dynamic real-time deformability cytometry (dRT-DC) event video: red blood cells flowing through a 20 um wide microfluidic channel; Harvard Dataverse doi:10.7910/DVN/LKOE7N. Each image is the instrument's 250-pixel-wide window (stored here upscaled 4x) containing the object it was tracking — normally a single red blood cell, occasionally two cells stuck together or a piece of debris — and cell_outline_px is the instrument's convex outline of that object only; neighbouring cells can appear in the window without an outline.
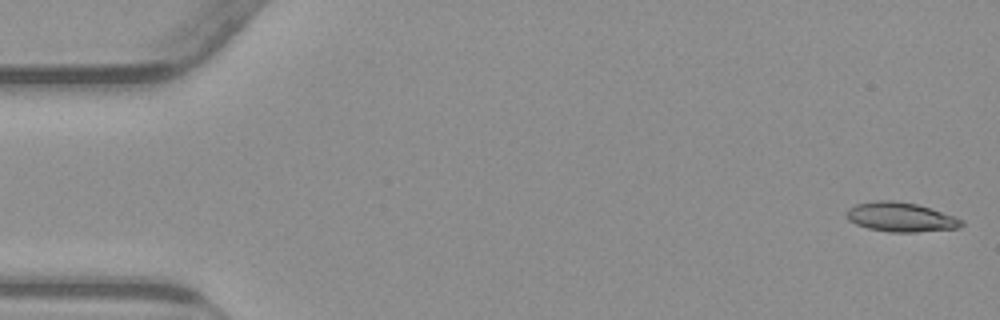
{"species": "common noctule bat (a hibernating species)", "species_latin": "Nyctalus noctula", "temperature_condition": "warm", "stored_images_in_passage": 53, "camera_frame_rate_fps": 3000, "um_per_image_px": 0.085, "animal": {"sex": "male", "body_mass_g": 23.1, "forearm_length_mm": 52.7}, "frame": {"image": 1, "passage_image": 1, "time_ms": 0.0, "image_size_px": [1000, 320], "cell_outline_px": [[964, 224], [956, 228], [916, 232], [888, 232], [868, 228], [856, 224], [848, 220], [848, 208], [856, 204], [876, 200], [892, 200], [916, 204], [964, 220]], "centroid_in_image_um": [76.53, 18.45], "position_along_channel_um": 8.5, "area_um2": 19.36}}
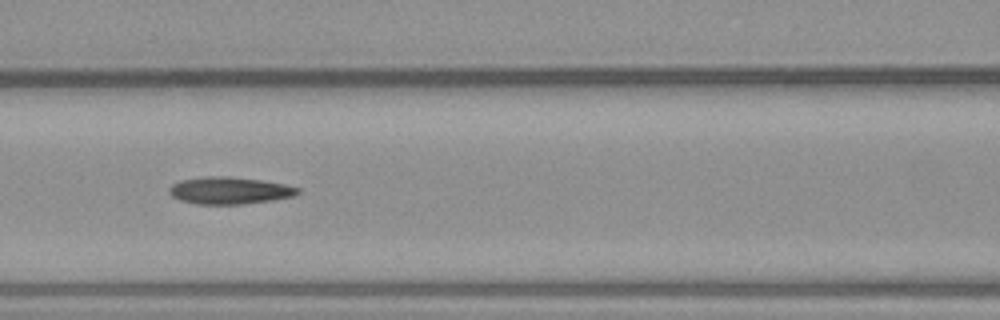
{"frame": {"image": 2, "passage_image": 23, "time_ms": 7.333, "image_size_px": [1000, 320], "cell_outline_px": [[300, 192], [292, 196], [272, 200], [244, 204], [196, 204], [180, 200], [172, 196], [168, 192], [168, 188], [172, 184], [180, 180], [204, 176], [228, 176], [260, 180], [284, 184], [300, 188]], "centroid_in_image_um": [19.47, 16.19], "position_along_channel_um": 147.1, "area_um2": 20.35}}
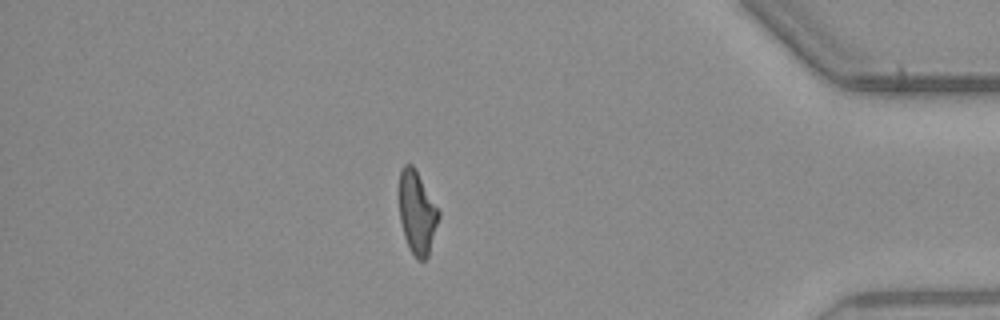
{"frame": {"image": 3, "passage_image": 46, "time_ms": 15.0, "image_size_px": [1000, 320], "cell_outline_px": [[440, 216], [428, 256], [424, 260], [416, 260], [404, 236], [400, 220], [400, 168], [404, 164], [412, 164], [440, 212]], "centroid_in_image_um": [35.45, 18.09], "position_along_channel_um": 399.7, "area_um2": 18.73}, "authors_computed_cell_mechanics": {"area_um2": 19.7098, "velocity_mm_per_s": 3.8436, "shape_relaxation_time_tau1_ms": null, "shape_relaxation_time_tau2_ms": 6.2385, "deformation_change_tau1": null, "deformation_change_tau2": 0.1732}}